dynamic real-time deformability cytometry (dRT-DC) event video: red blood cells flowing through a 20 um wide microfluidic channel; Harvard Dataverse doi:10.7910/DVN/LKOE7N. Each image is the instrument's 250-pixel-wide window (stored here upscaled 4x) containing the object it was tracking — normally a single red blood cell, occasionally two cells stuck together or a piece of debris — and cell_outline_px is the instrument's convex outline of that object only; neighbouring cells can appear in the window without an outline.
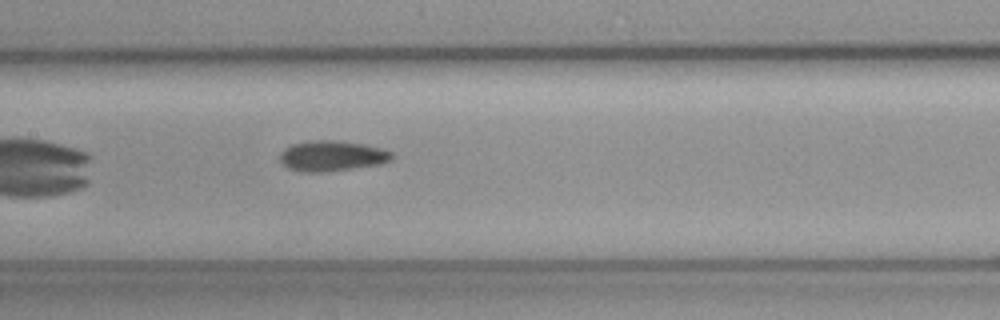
{"species": "common noctule bat (a hibernating species)", "species_latin": "Nyctalus noctula", "temperature_condition": "cold", "stored_images_in_passage": 31, "camera_frame_rate_fps": 3000, "um_per_image_px": 0.085, "animal": {"sex": "female", "body_mass_g": 19.3, "forearm_length_mm": 54.1}, "frame": {"image": 1, "passage_image": 10, "time_ms": 3.0, "image_size_px": [1000, 320], "cell_outline_px": [[396, 156], [392, 160], [380, 164], [324, 172], [300, 172], [288, 168], [280, 164], [280, 152], [284, 148], [292, 144], [312, 140], [328, 140], [364, 144], [384, 148], [392, 152]], "centroid_in_image_um": [28.22, 13.26], "position_along_channel_um": 179.2, "area_um2": 20.11}}